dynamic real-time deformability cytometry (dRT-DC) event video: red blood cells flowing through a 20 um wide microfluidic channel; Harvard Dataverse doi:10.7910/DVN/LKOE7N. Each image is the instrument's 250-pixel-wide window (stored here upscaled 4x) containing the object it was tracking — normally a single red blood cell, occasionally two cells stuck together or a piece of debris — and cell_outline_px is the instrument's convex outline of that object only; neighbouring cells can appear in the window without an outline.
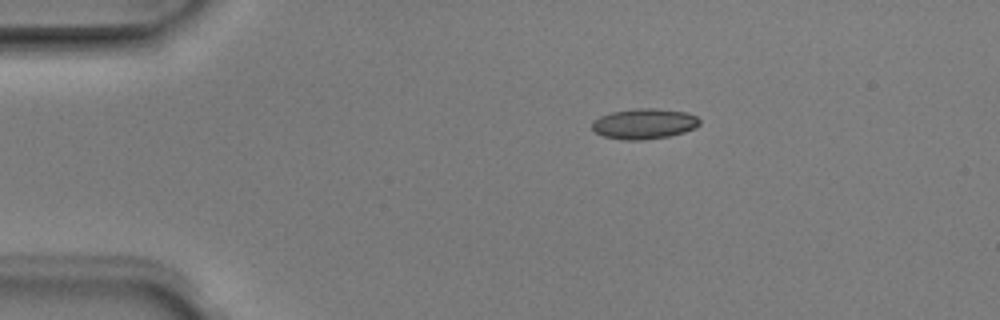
{"species": "Egyptian fruit bat (a non-hibernating species)", "species_latin": "Rousettus aegyptiacus", "temperature_condition": "room temperature", "stored_images_in_passage": 2, "camera_frame_rate_fps": 3000, "um_per_image_px": 0.085, "animal": {"sex": "male"}, "frame": {"image": 1, "passage_image": 1, "time_ms": 0.0, "image_size_px": [1000, 320], "cell_outline_px": [[700, 124], [696, 128], [684, 132], [668, 136], [640, 140], [624, 140], [604, 136], [596, 132], [592, 128], [592, 120], [600, 116], [612, 112], [636, 108], [656, 108], [684, 112], [696, 116], [700, 120]], "centroid_in_image_um": [54.75, 10.51], "position_along_channel_um": 30.2, "area_um2": 19.02}}